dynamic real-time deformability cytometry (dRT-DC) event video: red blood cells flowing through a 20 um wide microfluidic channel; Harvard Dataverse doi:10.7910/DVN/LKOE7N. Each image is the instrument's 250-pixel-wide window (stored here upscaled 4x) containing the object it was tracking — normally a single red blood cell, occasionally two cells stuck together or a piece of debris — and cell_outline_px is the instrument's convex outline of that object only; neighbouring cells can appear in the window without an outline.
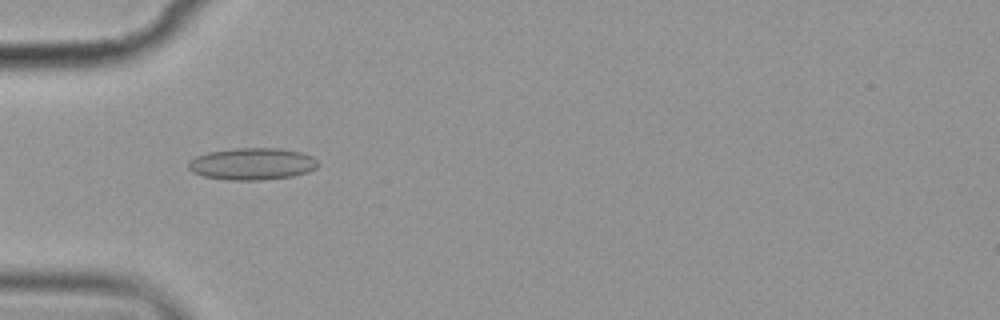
{"species": "common noctule bat (a hibernating species)", "species_latin": "Nyctalus noctula", "temperature_condition": "cold", "stored_images_in_passage": 8, "camera_frame_rate_fps": 3000, "um_per_image_px": 0.085, "animal": {"sex": "female", "body_mass_g": 19.9}, "frame": {"image": 1, "passage_image": 6, "time_ms": 5.667, "image_size_px": [1000, 320], "cell_outline_px": [[320, 164], [316, 168], [308, 172], [292, 176], [260, 180], [228, 180], [204, 176], [192, 172], [188, 168], [188, 160], [196, 156], [208, 152], [232, 148], [280, 148], [304, 152], [312, 156]], "centroid_in_image_um": [21.44, 13.92], "position_along_channel_um": 63.6, "area_um2": 24.39}}
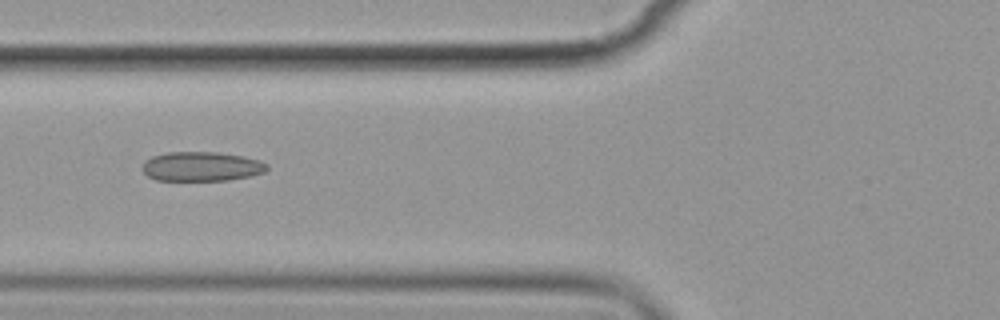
{"frame": {"image": 2, "passage_image": 7, "time_ms": 7.0, "image_size_px": [1000, 320], "cell_outline_px": [[268, 168], [264, 172], [252, 176], [228, 180], [156, 180], [148, 176], [144, 172], [144, 160], [152, 156], [168, 152], [216, 152], [244, 156], [260, 160], [268, 164]], "centroid_in_image_um": [17.16, 14.14], "position_along_channel_um": 108.6, "area_um2": 21.39}}
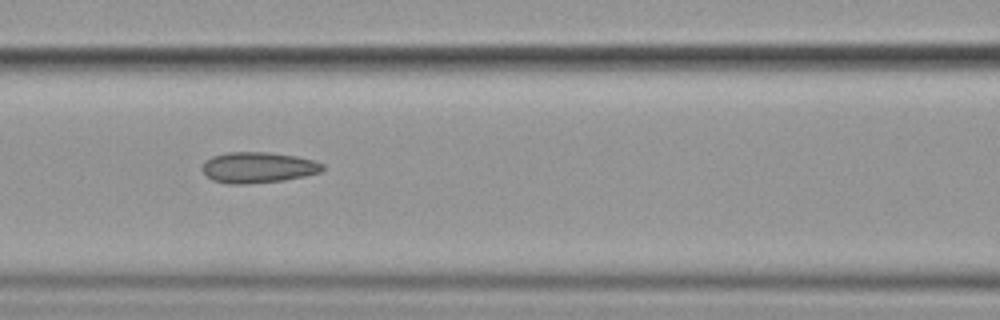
{"frame": {"image": 3, "passage_image": 8, "time_ms": 8.0, "image_size_px": [1000, 320], "cell_outline_px": [[324, 168], [320, 172], [304, 176], [284, 180], [244, 184], [228, 184], [212, 180], [200, 168], [204, 160], [212, 156], [228, 152], [268, 152], [296, 156], [312, 160], [324, 164]], "centroid_in_image_um": [21.9, 14.23], "position_along_channel_um": 144.7, "area_um2": 21.68}}